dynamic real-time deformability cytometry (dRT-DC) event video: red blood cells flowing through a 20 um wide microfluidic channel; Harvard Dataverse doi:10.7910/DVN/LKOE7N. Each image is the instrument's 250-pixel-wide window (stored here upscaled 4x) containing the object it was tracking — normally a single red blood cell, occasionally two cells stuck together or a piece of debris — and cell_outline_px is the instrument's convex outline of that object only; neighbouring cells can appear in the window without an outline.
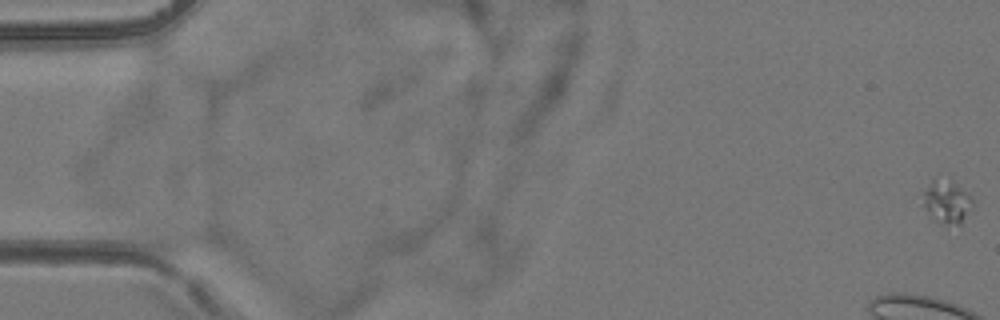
{"species": "common noctule bat (a hibernating species)", "species_latin": "Nyctalus noctula", "temperature_condition": "room temperature", "stored_images_in_passage": 7, "camera_frame_rate_fps": 3000, "um_per_image_px": 0.085, "animal": {"sex": "female", "body_mass_g": 24.6, "forearm_length_mm": 56.2}, "frame": {"image": 1, "passage_image": 1, "time_ms": 0.0, "image_size_px": [1000, 320], "cell_outline_px": [[972, 204], [960, 224], [944, 224], [932, 220], [924, 204], [924, 192], [932, 180], [952, 184], [960, 188], [972, 196]], "centroid_in_image_um": [80.47, 17.23], "position_along_channel_um": 4.5, "area_um2": 11.5}}